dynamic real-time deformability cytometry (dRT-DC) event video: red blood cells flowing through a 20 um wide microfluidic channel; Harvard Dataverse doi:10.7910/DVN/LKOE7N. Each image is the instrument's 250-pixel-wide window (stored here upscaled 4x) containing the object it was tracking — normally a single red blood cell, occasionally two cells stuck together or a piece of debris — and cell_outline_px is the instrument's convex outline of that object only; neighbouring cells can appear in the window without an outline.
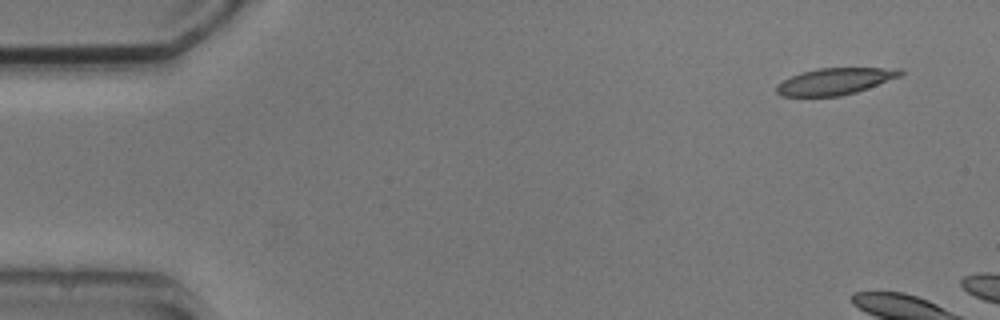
{"species": "common noctule bat (a hibernating species)", "species_latin": "Nyctalus noctula", "temperature_condition": "cold", "stored_images_in_passage": 3, "camera_frame_rate_fps": 3000, "um_per_image_px": 0.085, "animal": {"sex": "male", "body_mass_g": 20.5, "forearm_length_mm": 52.5}, "frame": {"image": 1, "passage_image": 1, "time_ms": 0.0, "image_size_px": [1000, 320], "cell_outline_px": [[904, 72], [900, 76], [856, 92], [840, 96], [780, 96], [776, 92], [776, 84], [800, 72], [816, 68], [904, 68]], "centroid_in_image_um": [70.96, 6.9], "position_along_channel_um": 14.0, "area_um2": 19.19}}